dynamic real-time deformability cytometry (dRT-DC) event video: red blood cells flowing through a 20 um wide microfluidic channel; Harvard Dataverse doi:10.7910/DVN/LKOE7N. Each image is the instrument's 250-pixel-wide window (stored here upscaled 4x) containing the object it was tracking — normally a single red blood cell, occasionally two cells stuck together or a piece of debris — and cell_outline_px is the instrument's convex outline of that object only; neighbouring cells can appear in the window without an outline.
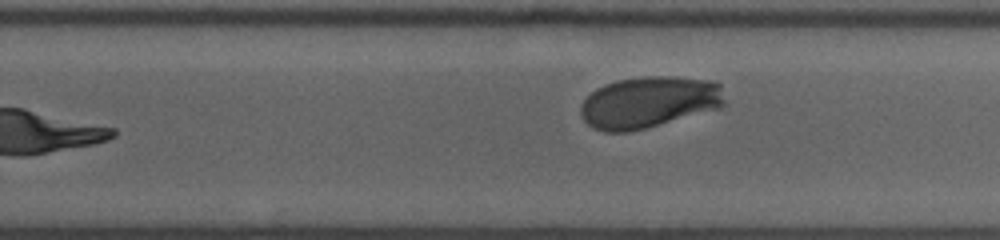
{"species": "human", "species_latin": "Homo sapiens", "temperature_condition": "room temperature", "stored_images_in_passage": 24, "segment_of_instrument_passage": [2, 2], "camera_frame_rate_fps": 3000, "um_per_image_px": 0.085, "donor": {"sex": "male"}, "frame": {"image": 1, "passage_image": 24, "time_ms": 13.667, "image_size_px": [1000, 240], "cell_outline_px": [[724, 104], [720, 108], [644, 128], [628, 132], [604, 132], [588, 124], [584, 120], [580, 112], [580, 104], [596, 88], [604, 84], [616, 80], [644, 76], [672, 76], [708, 80], [720, 84], [724, 100]], "centroid_in_image_um": [55.13, 8.67], "position_along_channel_um": 274.7, "area_um2": 43.06}}